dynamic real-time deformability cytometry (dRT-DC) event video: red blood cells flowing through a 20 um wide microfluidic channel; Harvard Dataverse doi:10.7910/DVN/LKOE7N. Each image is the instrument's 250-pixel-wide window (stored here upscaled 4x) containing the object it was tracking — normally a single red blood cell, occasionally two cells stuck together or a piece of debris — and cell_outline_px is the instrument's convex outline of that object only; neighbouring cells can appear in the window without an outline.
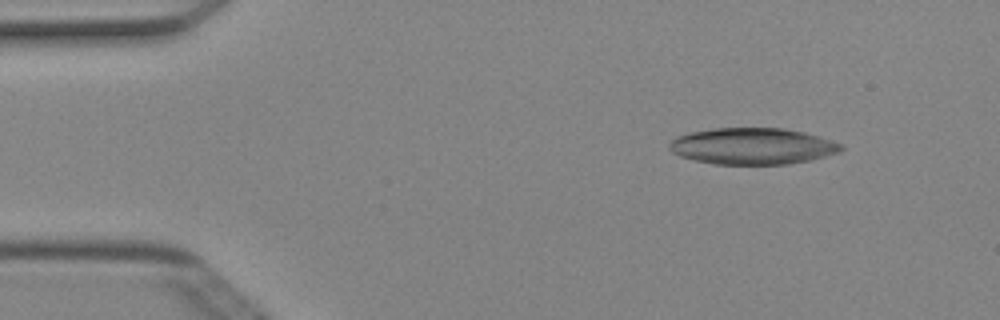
{"species": "Egyptian fruit bat (a non-hibernating species)", "species_latin": "Rousettus aegyptiacus", "temperature_condition": "cold", "stored_images_in_passage": 47, "camera_frame_rate_fps": 3000, "um_per_image_px": 0.085, "animal": {"sex": "female"}, "frame": {"image": 1, "passage_image": 3, "time_ms": 0.667, "image_size_px": [1000, 320], "cell_outline_px": [[844, 148], [840, 152], [808, 160], [788, 164], [716, 164], [696, 160], [680, 156], [672, 152], [668, 148], [668, 144], [676, 136], [688, 132], [712, 128], [784, 128], [804, 132], [820, 136], [844, 144]], "centroid_in_image_um": [63.96, 12.41], "position_along_channel_um": 21.0, "area_um2": 36.65}}
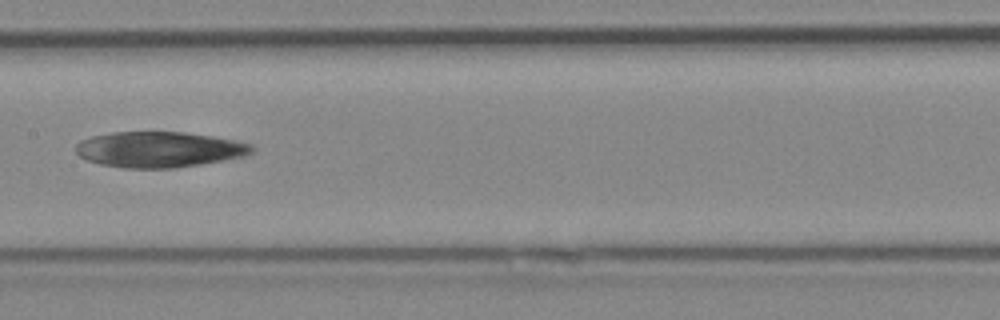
{"frame": {"image": 2, "passage_image": 22, "time_ms": 7.0, "image_size_px": [1000, 320], "cell_outline_px": [[256, 148], [248, 156], [176, 168], [124, 168], [100, 164], [88, 160], [80, 156], [76, 152], [76, 144], [80, 140], [92, 136], [112, 132], [184, 132], [212, 136], [236, 140], [252, 144]], "centroid_in_image_um": [13.57, 12.7], "position_along_channel_um": 193.8, "area_um2": 36.82}}
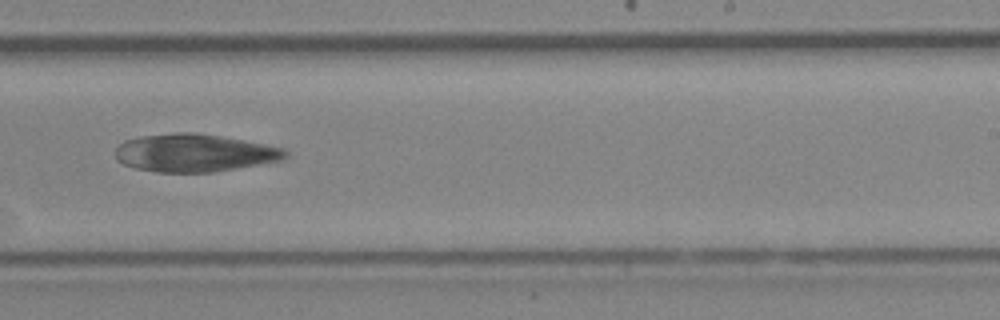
{"frame": {"image": 3, "passage_image": 28, "time_ms": 9.0, "image_size_px": [1000, 320], "cell_outline_px": [[288, 156], [284, 160], [212, 172], [156, 172], [136, 168], [124, 164], [116, 160], [112, 152], [124, 140], [140, 136], [176, 132], [192, 132], [220, 136], [244, 140], [284, 148], [288, 152]], "centroid_in_image_um": [16.5, 12.99], "position_along_channel_um": 272.5, "area_um2": 37.63}}